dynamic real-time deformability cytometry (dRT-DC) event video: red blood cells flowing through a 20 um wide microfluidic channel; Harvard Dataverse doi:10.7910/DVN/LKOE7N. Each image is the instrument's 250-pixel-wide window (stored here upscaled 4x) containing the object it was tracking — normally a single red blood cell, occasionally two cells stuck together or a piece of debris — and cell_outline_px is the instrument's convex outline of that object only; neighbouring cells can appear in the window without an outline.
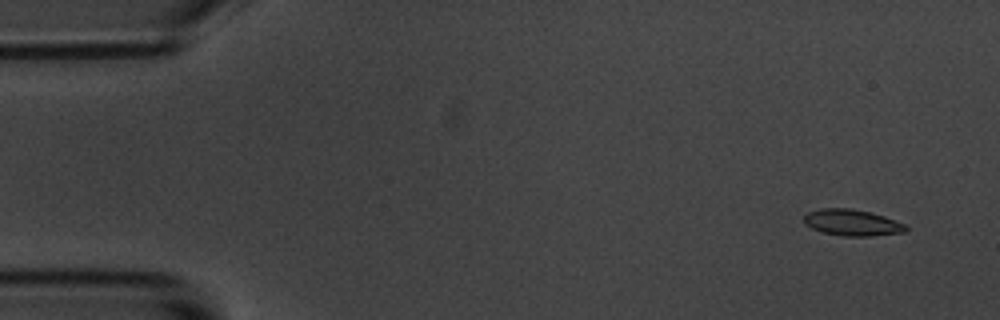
{"species": "common noctule bat (a hibernating species)", "species_latin": "Nyctalus noctula", "temperature_condition": "room temperature", "stored_images_in_passage": 6, "camera_frame_rate_fps": 3000, "um_per_image_px": 0.085, "animal": {"sex": "male", "body_mass_g": 20.1, "forearm_length_mm": 53.5}, "frame": {"image": 1, "passage_image": 1, "time_ms": 0.0, "image_size_px": [1000, 320], "cell_outline_px": [[908, 228], [904, 232], [872, 236], [844, 236], [824, 232], [812, 228], [804, 224], [804, 216], [808, 212], [820, 208], [852, 208], [872, 212], [884, 216], [904, 224]], "centroid_in_image_um": [72.42, 18.91], "position_along_channel_um": 12.6, "area_um2": 15.61}}
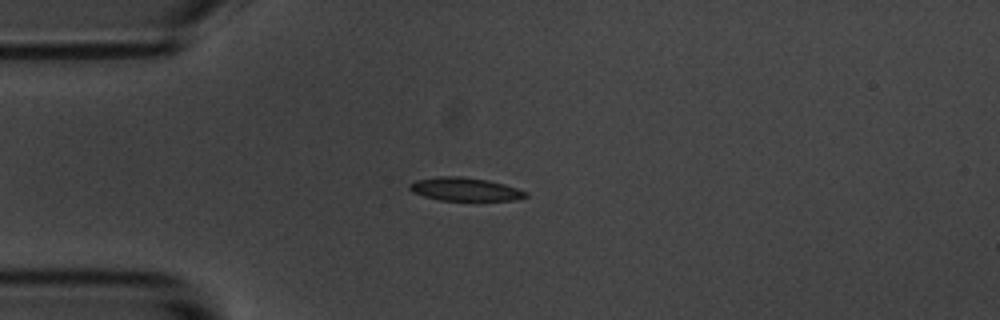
{"frame": {"image": 2, "passage_image": 4, "time_ms": 3.667, "image_size_px": [1000, 320], "cell_outline_px": [[528, 196], [512, 200], [440, 200], [424, 196], [412, 192], [408, 188], [408, 184], [416, 180], [440, 176], [460, 176], [488, 180], [504, 184], [528, 192]], "centroid_in_image_um": [39.49, 16.08], "position_along_channel_um": 45.5, "area_um2": 15.66}}